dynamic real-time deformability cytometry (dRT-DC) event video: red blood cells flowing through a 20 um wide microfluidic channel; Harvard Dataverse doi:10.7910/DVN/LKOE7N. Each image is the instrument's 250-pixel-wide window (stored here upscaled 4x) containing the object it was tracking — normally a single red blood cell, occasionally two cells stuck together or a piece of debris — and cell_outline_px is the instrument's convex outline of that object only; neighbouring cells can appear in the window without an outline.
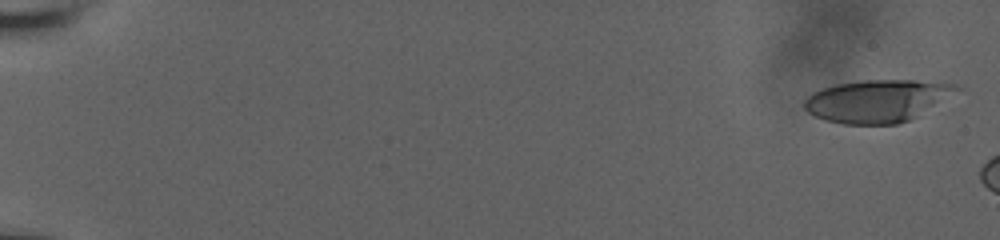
{"species": "human", "species_latin": "Homo sapiens", "temperature_condition": "room temperature", "stored_images_in_passage": 8, "camera_frame_rate_fps": 3000, "um_per_image_px": 0.085, "donor": {"sex": "male"}, "frame": {"image": 1, "passage_image": 1, "time_ms": 0.0, "image_size_px": [1000, 240], "cell_outline_px": [[960, 88], [908, 120], [896, 124], [844, 124], [828, 120], [816, 116], [808, 112], [804, 108], [804, 100], [812, 92], [836, 84], [864, 80], [916, 80], [956, 84]], "centroid_in_image_um": [74.47, 8.56], "position_along_channel_um": 10.5, "area_um2": 36.7}}